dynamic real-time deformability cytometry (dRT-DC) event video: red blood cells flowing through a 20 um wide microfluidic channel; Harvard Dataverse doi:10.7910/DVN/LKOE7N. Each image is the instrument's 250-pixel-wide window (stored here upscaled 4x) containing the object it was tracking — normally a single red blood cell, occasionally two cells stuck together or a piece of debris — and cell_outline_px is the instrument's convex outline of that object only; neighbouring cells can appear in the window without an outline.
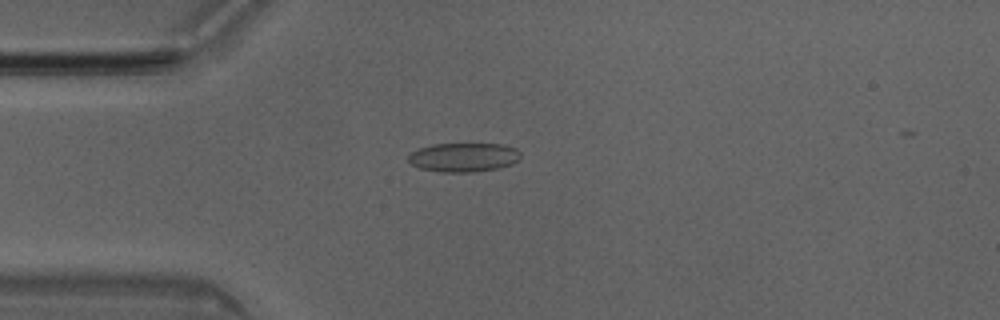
{"species": "Egyptian fruit bat (a non-hibernating species)", "species_latin": "Rousettus aegyptiacus", "temperature_condition": "room temperature", "stored_images_in_passage": 30, "camera_frame_rate_fps": 3000, "um_per_image_px": 0.085, "animal": {"sex": "male"}, "frame": {"image": 1, "passage_image": 4, "time_ms": 1.0, "image_size_px": [1000, 320], "cell_outline_px": [[520, 160], [512, 164], [496, 168], [472, 172], [440, 172], [420, 168], [412, 164], [408, 160], [408, 152], [432, 144], [504, 144], [516, 148], [520, 152]], "centroid_in_image_um": [39.4, 13.36], "position_along_channel_um": 45.6, "area_um2": 19.07}}
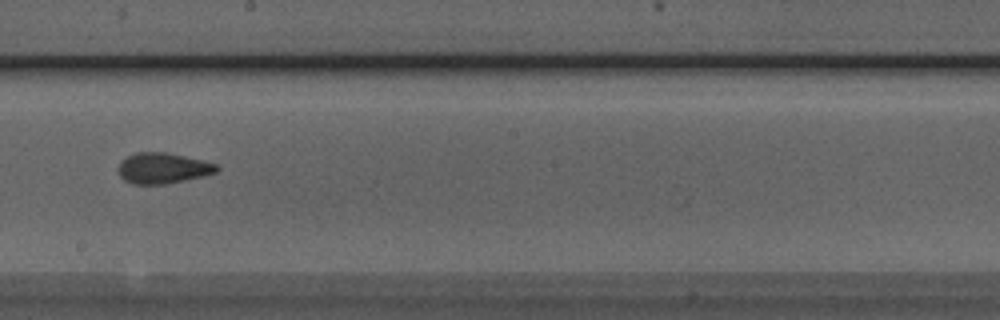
{"frame": {"image": 2, "passage_image": 19, "time_ms": 6.0, "image_size_px": [1000, 320], "cell_outline_px": [[220, 168], [216, 172], [204, 176], [164, 184], [132, 184], [124, 180], [120, 176], [116, 168], [120, 160], [136, 152], [164, 152], [184, 156], [216, 164]], "centroid_in_image_um": [13.78, 14.3], "position_along_channel_um": 234.4, "area_um2": 17.63}}
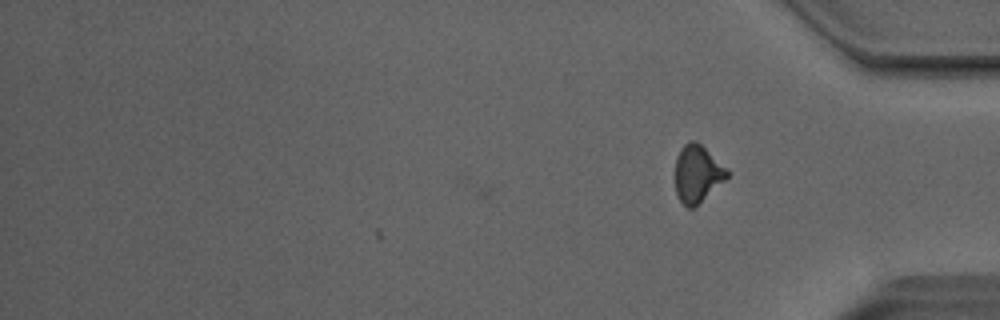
{"frame": {"image": 3, "passage_image": 30, "time_ms": 9.667, "image_size_px": [1000, 320], "cell_outline_px": [[732, 172], [724, 180], [692, 208], [688, 208], [676, 196], [676, 156], [680, 148], [688, 140], [696, 140], [728, 168]], "centroid_in_image_um": [59.28, 14.71], "position_along_channel_um": 375.9, "area_um2": 17.22}, "authors_computed_cell_mechanics": {"area_um2": 18.0047, "velocity_mm_per_s": 4.06, "shape_relaxation_time_tau1_ms": null, "shape_relaxation_time_tau2_ms": 1.2505, "deformation_change_tau1": null, "deformation_change_tau2": 0.0762}}